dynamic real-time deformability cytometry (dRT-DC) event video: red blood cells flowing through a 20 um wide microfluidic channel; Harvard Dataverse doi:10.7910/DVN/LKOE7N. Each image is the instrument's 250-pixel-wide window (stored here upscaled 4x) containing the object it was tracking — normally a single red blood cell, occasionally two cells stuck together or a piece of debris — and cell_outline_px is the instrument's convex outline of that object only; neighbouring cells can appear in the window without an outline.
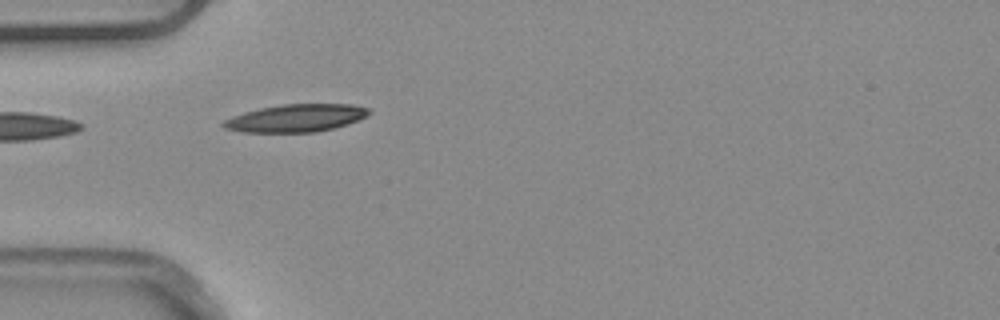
{"species": "common noctule bat (a hibernating species)", "species_latin": "Nyctalus noctula", "temperature_condition": "warm", "stored_images_in_passage": 5, "camera_frame_rate_fps": 3000, "um_per_image_px": 0.085, "animal": {"sex": "male", "body_mass_g": 20.4}, "frame": {"image": 1, "passage_image": 4, "time_ms": 1.0, "image_size_px": [1000, 320], "cell_outline_px": [[372, 112], [368, 116], [332, 128], [316, 132], [244, 132], [224, 128], [220, 124], [224, 120], [232, 116], [244, 112], [260, 108], [284, 104], [352, 104], [372, 108]], "centroid_in_image_um": [25.17, 10.03], "position_along_channel_um": 59.8, "area_um2": 23.41}}